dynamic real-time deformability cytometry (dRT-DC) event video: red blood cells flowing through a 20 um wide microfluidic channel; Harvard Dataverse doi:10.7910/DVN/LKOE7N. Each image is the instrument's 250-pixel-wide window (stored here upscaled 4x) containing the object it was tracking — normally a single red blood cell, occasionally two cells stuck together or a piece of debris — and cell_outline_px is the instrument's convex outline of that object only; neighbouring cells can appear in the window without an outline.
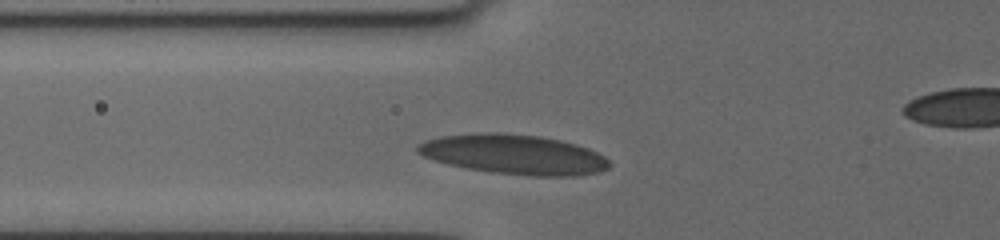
{"species": "human", "species_latin": "Homo sapiens", "temperature_condition": "cold", "stored_images_in_passage": 5, "segment_of_instrument_passage": [1, 2], "camera_frame_rate_fps": 3000, "um_per_image_px": 0.085, "donor": {"sex": "female"}, "frame": {"image": 1, "passage_image": 4, "time_ms": 2.667, "image_size_px": [1000, 240], "cell_outline_px": [[612, 164], [608, 168], [600, 172], [576, 176], [528, 176], [492, 172], [464, 168], [448, 164], [424, 156], [416, 152], [416, 144], [424, 140], [440, 136], [472, 132], [496, 132], [540, 136], [560, 140], [576, 144], [588, 148], [604, 156]], "centroid_in_image_um": [43.66, 13.12], "position_along_channel_um": 82.1, "area_um2": 44.85}}